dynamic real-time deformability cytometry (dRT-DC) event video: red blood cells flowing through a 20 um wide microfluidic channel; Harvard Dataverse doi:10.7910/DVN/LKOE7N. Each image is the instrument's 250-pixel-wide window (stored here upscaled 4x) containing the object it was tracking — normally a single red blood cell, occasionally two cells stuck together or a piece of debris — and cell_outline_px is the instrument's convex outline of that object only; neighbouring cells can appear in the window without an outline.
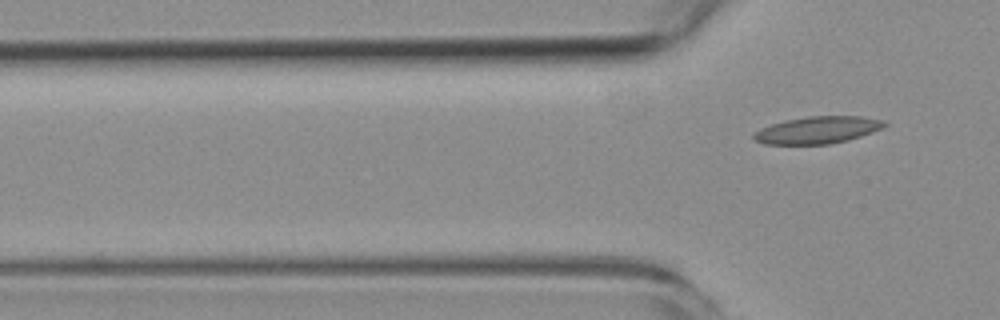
{"species": "common noctule bat (a hibernating species)", "species_latin": "Nyctalus noctula", "temperature_condition": "room temperature", "stored_images_in_passage": 7, "camera_frame_rate_fps": 3000, "um_per_image_px": 0.085, "animal": {"sex": "female", "body_mass_g": 19.3, "forearm_length_mm": 54.1}, "frame": {"image": 1, "passage_image": 7, "time_ms": 8.0, "image_size_px": [1000, 320], "cell_outline_px": [[888, 124], [872, 132], [848, 140], [828, 144], [764, 144], [756, 140], [752, 136], [752, 132], [760, 128], [772, 124], [788, 120], [808, 116], [860, 116], [884, 120]], "centroid_in_image_um": [69.48, 11.05], "position_along_channel_um": 56.3, "area_um2": 20.52}}